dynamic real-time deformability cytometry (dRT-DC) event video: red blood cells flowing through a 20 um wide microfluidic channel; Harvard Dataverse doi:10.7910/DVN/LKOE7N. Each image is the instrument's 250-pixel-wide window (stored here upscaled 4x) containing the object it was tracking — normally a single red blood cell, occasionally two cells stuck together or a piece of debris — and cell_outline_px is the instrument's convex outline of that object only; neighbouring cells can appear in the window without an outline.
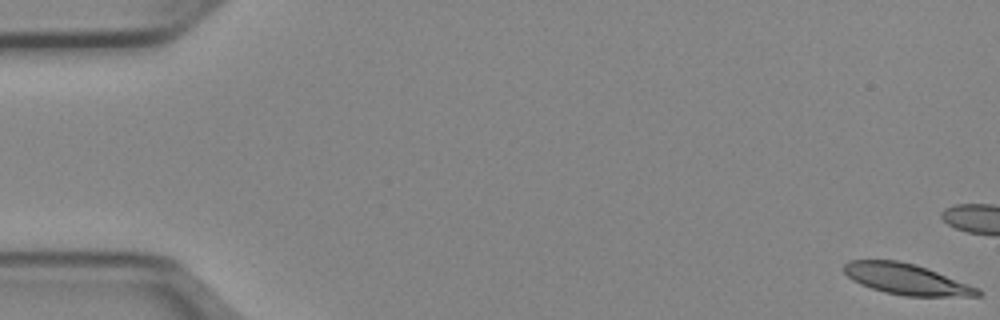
{"species": "Egyptian fruit bat (a non-hibernating species)", "species_latin": "Rousettus aegyptiacus", "temperature_condition": "cold", "stored_images_in_passage": 16, "camera_frame_rate_fps": 3000, "um_per_image_px": 0.085, "animal": {"sex": "female"}, "frame": {"image": 1, "passage_image": 1, "time_ms": 0.0, "image_size_px": [1000, 320], "cell_outline_px": [[984, 292], [980, 296], [904, 296], [884, 292], [860, 284], [852, 280], [844, 272], [844, 264], [848, 260], [896, 260], [916, 264], [980, 288]], "centroid_in_image_um": [77.07, 23.73], "position_along_channel_um": 7.9, "area_um2": 24.1}}